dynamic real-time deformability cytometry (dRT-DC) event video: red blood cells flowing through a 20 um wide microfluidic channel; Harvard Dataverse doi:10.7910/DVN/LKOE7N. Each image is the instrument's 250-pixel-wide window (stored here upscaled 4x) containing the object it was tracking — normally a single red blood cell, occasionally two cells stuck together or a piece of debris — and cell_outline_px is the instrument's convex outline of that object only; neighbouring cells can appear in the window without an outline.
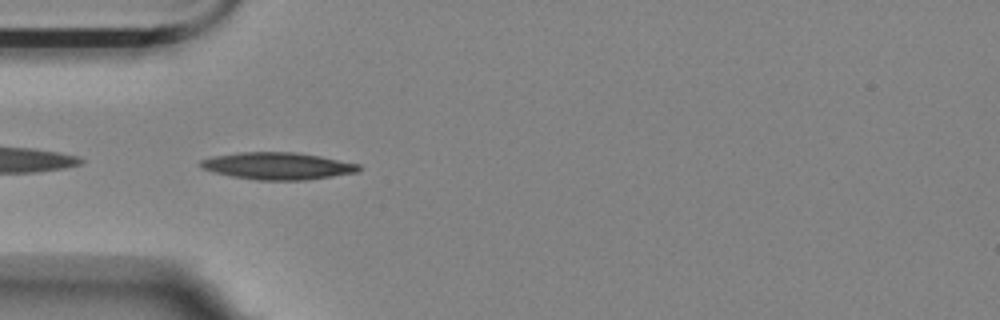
{"species": "Egyptian fruit bat (a non-hibernating species)", "species_latin": "Rousettus aegyptiacus", "temperature_condition": "room temperature", "stored_images_in_passage": 6, "camera_frame_rate_fps": 3000, "um_per_image_px": 0.085, "animal": {"sex": "female"}, "frame": {"image": 1, "passage_image": 5, "time_ms": 1.333, "image_size_px": [1000, 320], "cell_outline_px": [[364, 168], [356, 172], [332, 176], [304, 180], [256, 180], [232, 176], [216, 172], [204, 168], [196, 164], [200, 160], [212, 156], [236, 152], [296, 152], [320, 156], [360, 164]], "centroid_in_image_um": [23.6, 14.09], "position_along_channel_um": 61.4, "area_um2": 25.03}}
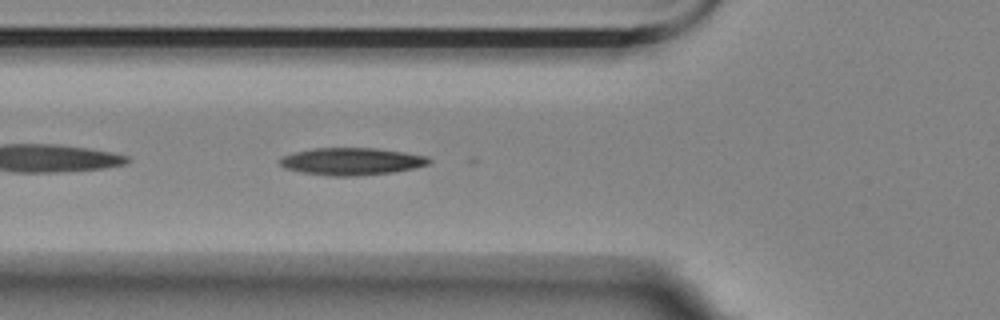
{"frame": {"image": 2, "passage_image": 6, "time_ms": 1.667, "image_size_px": [1000, 320], "cell_outline_px": [[432, 160], [428, 164], [412, 168], [392, 172], [352, 176], [332, 176], [304, 172], [284, 168], [280, 164], [280, 156], [312, 148], [376, 148], [404, 152], [428, 156]], "centroid_in_image_um": [29.88, 13.71], "position_along_channel_um": 95.9, "area_um2": 23.52}}